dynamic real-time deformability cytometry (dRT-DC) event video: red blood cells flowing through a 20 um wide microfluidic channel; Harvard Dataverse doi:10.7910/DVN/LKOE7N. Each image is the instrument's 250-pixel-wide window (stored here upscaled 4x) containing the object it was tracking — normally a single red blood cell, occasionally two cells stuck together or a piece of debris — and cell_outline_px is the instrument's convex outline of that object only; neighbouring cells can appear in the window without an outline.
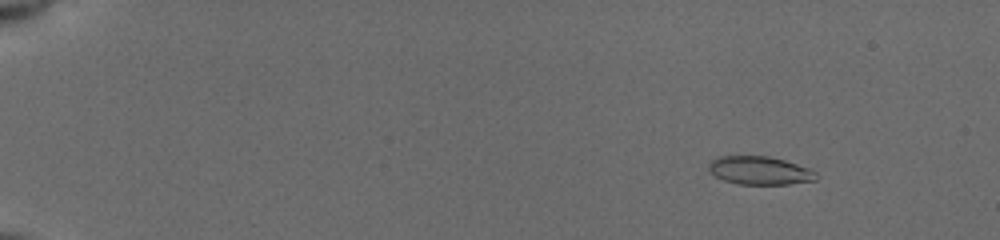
{"species": "common noctule bat (a hibernating species)", "species_latin": "Nyctalus noctula", "temperature_condition": "cold", "stored_images_in_passage": 50, "camera_frame_rate_fps": 3000, "um_per_image_px": 0.085, "animal": {"sex": "female", "body_mass_g": 19.5, "forearm_length_mm": 54.1}, "frame": {"image": 1, "passage_image": 8, "time_ms": 2.333, "image_size_px": [1000, 240], "cell_outline_px": [[820, 176], [816, 180], [788, 184], [740, 184], [724, 180], [716, 176], [708, 168], [708, 164], [716, 156], [768, 156], [784, 160], [808, 168], [816, 172]], "centroid_in_image_um": [64.59, 14.49], "position_along_channel_um": 20.4, "area_um2": 17.63}}
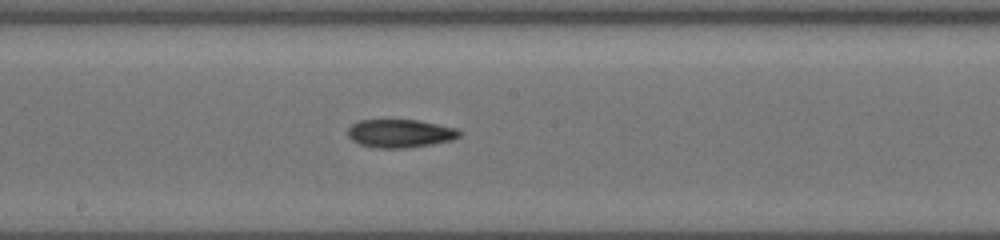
{"frame": {"image": 2, "passage_image": 32, "time_ms": 10.667, "image_size_px": [1000, 240], "cell_outline_px": [[460, 136], [452, 140], [432, 144], [404, 148], [372, 148], [360, 144], [352, 140], [348, 136], [348, 128], [352, 124], [360, 120], [420, 120], [456, 128], [460, 132]], "centroid_in_image_um": [34.0, 11.34], "position_along_channel_um": 214.2, "area_um2": 18.38}}
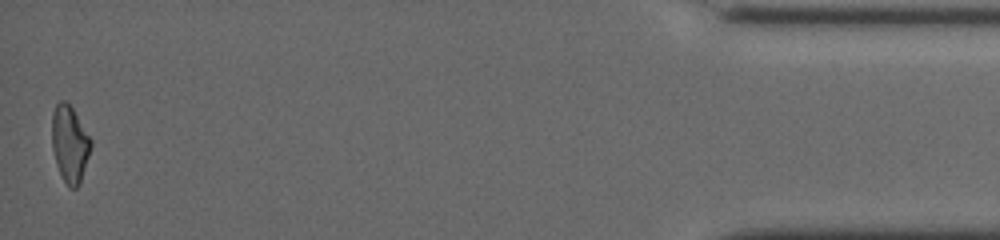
{"frame": {"image": 3, "passage_image": 50, "time_ms": 18.0, "image_size_px": [1000, 240], "cell_outline_px": [[92, 144], [80, 184], [76, 188], [68, 188], [56, 164], [52, 148], [52, 112], [56, 104], [60, 100], [64, 100], [72, 108], [92, 140]], "centroid_in_image_um": [5.92, 12.24], "position_along_channel_um": 429.3, "area_um2": 17.34}, "authors_computed_cell_mechanics": {"area_um2": 18.3226, "velocity_mm_per_s": 3.9561, "shape_relaxation_time_tau1_ms": null, "shape_relaxation_time_tau2_ms": 4.2313, "deformation_change_tau1": null, "deformation_change_tau2": 0.1131}}